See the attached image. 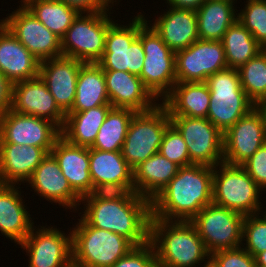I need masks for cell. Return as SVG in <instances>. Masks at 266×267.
<instances>
[{"mask_svg":"<svg viewBox=\"0 0 266 267\" xmlns=\"http://www.w3.org/2000/svg\"><path fill=\"white\" fill-rule=\"evenodd\" d=\"M136 113L130 108L112 107L90 148L102 151H121L129 123Z\"/></svg>","mask_w":266,"mask_h":267,"instance_id":"cell-35","label":"cell"},{"mask_svg":"<svg viewBox=\"0 0 266 267\" xmlns=\"http://www.w3.org/2000/svg\"><path fill=\"white\" fill-rule=\"evenodd\" d=\"M19 188V185L16 188L11 184H0V231L17 244L24 241L34 226Z\"/></svg>","mask_w":266,"mask_h":267,"instance_id":"cell-27","label":"cell"},{"mask_svg":"<svg viewBox=\"0 0 266 267\" xmlns=\"http://www.w3.org/2000/svg\"><path fill=\"white\" fill-rule=\"evenodd\" d=\"M71 229L72 262L81 267H111L134 245L114 232L88 225L82 218Z\"/></svg>","mask_w":266,"mask_h":267,"instance_id":"cell-4","label":"cell"},{"mask_svg":"<svg viewBox=\"0 0 266 267\" xmlns=\"http://www.w3.org/2000/svg\"><path fill=\"white\" fill-rule=\"evenodd\" d=\"M61 136V130L52 122L12 110L0 115V143L37 146L47 153Z\"/></svg>","mask_w":266,"mask_h":267,"instance_id":"cell-15","label":"cell"},{"mask_svg":"<svg viewBox=\"0 0 266 267\" xmlns=\"http://www.w3.org/2000/svg\"><path fill=\"white\" fill-rule=\"evenodd\" d=\"M262 191L241 165L223 162L213 167L212 203L218 206L244 216L259 213Z\"/></svg>","mask_w":266,"mask_h":267,"instance_id":"cell-6","label":"cell"},{"mask_svg":"<svg viewBox=\"0 0 266 267\" xmlns=\"http://www.w3.org/2000/svg\"><path fill=\"white\" fill-rule=\"evenodd\" d=\"M112 105H100L82 112H68L61 136L77 146L91 147Z\"/></svg>","mask_w":266,"mask_h":267,"instance_id":"cell-31","label":"cell"},{"mask_svg":"<svg viewBox=\"0 0 266 267\" xmlns=\"http://www.w3.org/2000/svg\"><path fill=\"white\" fill-rule=\"evenodd\" d=\"M166 11L151 26L173 52L183 50L199 39L196 10L170 7Z\"/></svg>","mask_w":266,"mask_h":267,"instance_id":"cell-26","label":"cell"},{"mask_svg":"<svg viewBox=\"0 0 266 267\" xmlns=\"http://www.w3.org/2000/svg\"><path fill=\"white\" fill-rule=\"evenodd\" d=\"M83 64L82 61L64 56L40 62L39 76L65 114L74 105L77 78Z\"/></svg>","mask_w":266,"mask_h":267,"instance_id":"cell-21","label":"cell"},{"mask_svg":"<svg viewBox=\"0 0 266 267\" xmlns=\"http://www.w3.org/2000/svg\"><path fill=\"white\" fill-rule=\"evenodd\" d=\"M40 62L0 21V72L14 84L37 77Z\"/></svg>","mask_w":266,"mask_h":267,"instance_id":"cell-23","label":"cell"},{"mask_svg":"<svg viewBox=\"0 0 266 267\" xmlns=\"http://www.w3.org/2000/svg\"><path fill=\"white\" fill-rule=\"evenodd\" d=\"M110 13L79 14L61 39L62 56L97 63L104 54L108 27L114 22Z\"/></svg>","mask_w":266,"mask_h":267,"instance_id":"cell-10","label":"cell"},{"mask_svg":"<svg viewBox=\"0 0 266 267\" xmlns=\"http://www.w3.org/2000/svg\"><path fill=\"white\" fill-rule=\"evenodd\" d=\"M147 21L139 30L138 38L145 53L140 74L144 86L158 100H163L176 83L175 52L161 39Z\"/></svg>","mask_w":266,"mask_h":267,"instance_id":"cell-9","label":"cell"},{"mask_svg":"<svg viewBox=\"0 0 266 267\" xmlns=\"http://www.w3.org/2000/svg\"><path fill=\"white\" fill-rule=\"evenodd\" d=\"M206 83L210 92L207 119L222 133L256 106L243 90L236 68L218 71Z\"/></svg>","mask_w":266,"mask_h":267,"instance_id":"cell-5","label":"cell"},{"mask_svg":"<svg viewBox=\"0 0 266 267\" xmlns=\"http://www.w3.org/2000/svg\"><path fill=\"white\" fill-rule=\"evenodd\" d=\"M149 242L155 250L157 267H196L210 259L190 221L151 218Z\"/></svg>","mask_w":266,"mask_h":267,"instance_id":"cell-3","label":"cell"},{"mask_svg":"<svg viewBox=\"0 0 266 267\" xmlns=\"http://www.w3.org/2000/svg\"><path fill=\"white\" fill-rule=\"evenodd\" d=\"M170 122L184 139L192 164L223 163V133L207 118L170 116Z\"/></svg>","mask_w":266,"mask_h":267,"instance_id":"cell-12","label":"cell"},{"mask_svg":"<svg viewBox=\"0 0 266 267\" xmlns=\"http://www.w3.org/2000/svg\"><path fill=\"white\" fill-rule=\"evenodd\" d=\"M51 153L58 161L62 174L81 198L93 193L88 147L73 145L60 136Z\"/></svg>","mask_w":266,"mask_h":267,"instance_id":"cell-24","label":"cell"},{"mask_svg":"<svg viewBox=\"0 0 266 267\" xmlns=\"http://www.w3.org/2000/svg\"><path fill=\"white\" fill-rule=\"evenodd\" d=\"M257 185L266 190V143L241 165Z\"/></svg>","mask_w":266,"mask_h":267,"instance_id":"cell-42","label":"cell"},{"mask_svg":"<svg viewBox=\"0 0 266 267\" xmlns=\"http://www.w3.org/2000/svg\"><path fill=\"white\" fill-rule=\"evenodd\" d=\"M23 5L60 39L80 14L59 0H26Z\"/></svg>","mask_w":266,"mask_h":267,"instance_id":"cell-33","label":"cell"},{"mask_svg":"<svg viewBox=\"0 0 266 267\" xmlns=\"http://www.w3.org/2000/svg\"><path fill=\"white\" fill-rule=\"evenodd\" d=\"M111 267H157L153 245L148 242L141 246H134Z\"/></svg>","mask_w":266,"mask_h":267,"instance_id":"cell-41","label":"cell"},{"mask_svg":"<svg viewBox=\"0 0 266 267\" xmlns=\"http://www.w3.org/2000/svg\"><path fill=\"white\" fill-rule=\"evenodd\" d=\"M89 171L93 192L134 191L133 169L121 151H102L89 147Z\"/></svg>","mask_w":266,"mask_h":267,"instance_id":"cell-19","label":"cell"},{"mask_svg":"<svg viewBox=\"0 0 266 267\" xmlns=\"http://www.w3.org/2000/svg\"><path fill=\"white\" fill-rule=\"evenodd\" d=\"M265 143V107L255 106L223 133V162L242 165Z\"/></svg>","mask_w":266,"mask_h":267,"instance_id":"cell-13","label":"cell"},{"mask_svg":"<svg viewBox=\"0 0 266 267\" xmlns=\"http://www.w3.org/2000/svg\"><path fill=\"white\" fill-rule=\"evenodd\" d=\"M213 167L192 164L178 173L151 201L152 217L168 221H191L212 203Z\"/></svg>","mask_w":266,"mask_h":267,"instance_id":"cell-2","label":"cell"},{"mask_svg":"<svg viewBox=\"0 0 266 267\" xmlns=\"http://www.w3.org/2000/svg\"><path fill=\"white\" fill-rule=\"evenodd\" d=\"M240 82L256 106L266 105V49L238 68Z\"/></svg>","mask_w":266,"mask_h":267,"instance_id":"cell-36","label":"cell"},{"mask_svg":"<svg viewBox=\"0 0 266 267\" xmlns=\"http://www.w3.org/2000/svg\"><path fill=\"white\" fill-rule=\"evenodd\" d=\"M111 105L103 69L97 63H84L78 74L74 105L69 112H82Z\"/></svg>","mask_w":266,"mask_h":267,"instance_id":"cell-32","label":"cell"},{"mask_svg":"<svg viewBox=\"0 0 266 267\" xmlns=\"http://www.w3.org/2000/svg\"><path fill=\"white\" fill-rule=\"evenodd\" d=\"M170 124L169 111L161 102L151 110L134 114L121 150L132 169L159 152L163 135Z\"/></svg>","mask_w":266,"mask_h":267,"instance_id":"cell-7","label":"cell"},{"mask_svg":"<svg viewBox=\"0 0 266 267\" xmlns=\"http://www.w3.org/2000/svg\"><path fill=\"white\" fill-rule=\"evenodd\" d=\"M260 213L247 215L243 220L242 240L246 243L242 247L253 257L266 251V218Z\"/></svg>","mask_w":266,"mask_h":267,"instance_id":"cell-38","label":"cell"},{"mask_svg":"<svg viewBox=\"0 0 266 267\" xmlns=\"http://www.w3.org/2000/svg\"><path fill=\"white\" fill-rule=\"evenodd\" d=\"M260 212L265 213V214H263V215H264V217L266 218V210H265V212H264L263 210H261Z\"/></svg>","mask_w":266,"mask_h":267,"instance_id":"cell-49","label":"cell"},{"mask_svg":"<svg viewBox=\"0 0 266 267\" xmlns=\"http://www.w3.org/2000/svg\"><path fill=\"white\" fill-rule=\"evenodd\" d=\"M170 116L207 118L210 92L206 82H176L161 102Z\"/></svg>","mask_w":266,"mask_h":267,"instance_id":"cell-28","label":"cell"},{"mask_svg":"<svg viewBox=\"0 0 266 267\" xmlns=\"http://www.w3.org/2000/svg\"><path fill=\"white\" fill-rule=\"evenodd\" d=\"M210 260L216 267H255V257L244 248L220 250L210 254Z\"/></svg>","mask_w":266,"mask_h":267,"instance_id":"cell-40","label":"cell"},{"mask_svg":"<svg viewBox=\"0 0 266 267\" xmlns=\"http://www.w3.org/2000/svg\"><path fill=\"white\" fill-rule=\"evenodd\" d=\"M81 218L90 226L114 232L134 246L149 242L151 200L134 191L93 192L81 199Z\"/></svg>","mask_w":266,"mask_h":267,"instance_id":"cell-1","label":"cell"},{"mask_svg":"<svg viewBox=\"0 0 266 267\" xmlns=\"http://www.w3.org/2000/svg\"><path fill=\"white\" fill-rule=\"evenodd\" d=\"M221 42L228 68L238 69L263 50L252 34L239 21L228 28Z\"/></svg>","mask_w":266,"mask_h":267,"instance_id":"cell-34","label":"cell"},{"mask_svg":"<svg viewBox=\"0 0 266 267\" xmlns=\"http://www.w3.org/2000/svg\"><path fill=\"white\" fill-rule=\"evenodd\" d=\"M47 154L37 146L0 143V184L26 183Z\"/></svg>","mask_w":266,"mask_h":267,"instance_id":"cell-25","label":"cell"},{"mask_svg":"<svg viewBox=\"0 0 266 267\" xmlns=\"http://www.w3.org/2000/svg\"><path fill=\"white\" fill-rule=\"evenodd\" d=\"M238 13V21L252 34L257 43L266 49V0H246Z\"/></svg>","mask_w":266,"mask_h":267,"instance_id":"cell-37","label":"cell"},{"mask_svg":"<svg viewBox=\"0 0 266 267\" xmlns=\"http://www.w3.org/2000/svg\"><path fill=\"white\" fill-rule=\"evenodd\" d=\"M226 68L221 41L198 39L175 53L176 82H206L209 76Z\"/></svg>","mask_w":266,"mask_h":267,"instance_id":"cell-14","label":"cell"},{"mask_svg":"<svg viewBox=\"0 0 266 267\" xmlns=\"http://www.w3.org/2000/svg\"><path fill=\"white\" fill-rule=\"evenodd\" d=\"M179 168L159 152L154 154L133 169L134 192L152 201L178 173Z\"/></svg>","mask_w":266,"mask_h":267,"instance_id":"cell-29","label":"cell"},{"mask_svg":"<svg viewBox=\"0 0 266 267\" xmlns=\"http://www.w3.org/2000/svg\"><path fill=\"white\" fill-rule=\"evenodd\" d=\"M0 20L39 61L62 56L61 39L21 4Z\"/></svg>","mask_w":266,"mask_h":267,"instance_id":"cell-16","label":"cell"},{"mask_svg":"<svg viewBox=\"0 0 266 267\" xmlns=\"http://www.w3.org/2000/svg\"><path fill=\"white\" fill-rule=\"evenodd\" d=\"M10 110L48 120L60 130L66 118L39 75L12 84Z\"/></svg>","mask_w":266,"mask_h":267,"instance_id":"cell-18","label":"cell"},{"mask_svg":"<svg viewBox=\"0 0 266 267\" xmlns=\"http://www.w3.org/2000/svg\"><path fill=\"white\" fill-rule=\"evenodd\" d=\"M42 198L57 203L65 209H75L81 204V197L72 189L52 153H48L26 181Z\"/></svg>","mask_w":266,"mask_h":267,"instance_id":"cell-20","label":"cell"},{"mask_svg":"<svg viewBox=\"0 0 266 267\" xmlns=\"http://www.w3.org/2000/svg\"><path fill=\"white\" fill-rule=\"evenodd\" d=\"M103 71L109 101L113 107L146 112L157 105L156 98L144 86L139 76L118 70Z\"/></svg>","mask_w":266,"mask_h":267,"instance_id":"cell-22","label":"cell"},{"mask_svg":"<svg viewBox=\"0 0 266 267\" xmlns=\"http://www.w3.org/2000/svg\"><path fill=\"white\" fill-rule=\"evenodd\" d=\"M256 265L266 267V251H263L255 256Z\"/></svg>","mask_w":266,"mask_h":267,"instance_id":"cell-46","label":"cell"},{"mask_svg":"<svg viewBox=\"0 0 266 267\" xmlns=\"http://www.w3.org/2000/svg\"><path fill=\"white\" fill-rule=\"evenodd\" d=\"M144 15L138 13L128 26L113 22L108 27L104 54L97 62L103 70L125 71L140 76L145 53L138 34L147 22Z\"/></svg>","mask_w":266,"mask_h":267,"instance_id":"cell-8","label":"cell"},{"mask_svg":"<svg viewBox=\"0 0 266 267\" xmlns=\"http://www.w3.org/2000/svg\"><path fill=\"white\" fill-rule=\"evenodd\" d=\"M234 4L226 0H206L196 10L199 39L221 41L228 28L238 21Z\"/></svg>","mask_w":266,"mask_h":267,"instance_id":"cell-30","label":"cell"},{"mask_svg":"<svg viewBox=\"0 0 266 267\" xmlns=\"http://www.w3.org/2000/svg\"><path fill=\"white\" fill-rule=\"evenodd\" d=\"M34 227L19 244L29 256L28 267H68L72 263L71 228L67 235L54 226Z\"/></svg>","mask_w":266,"mask_h":267,"instance_id":"cell-17","label":"cell"},{"mask_svg":"<svg viewBox=\"0 0 266 267\" xmlns=\"http://www.w3.org/2000/svg\"><path fill=\"white\" fill-rule=\"evenodd\" d=\"M244 215L211 203L190 221L206 250L212 254L220 250L242 247Z\"/></svg>","mask_w":266,"mask_h":267,"instance_id":"cell-11","label":"cell"},{"mask_svg":"<svg viewBox=\"0 0 266 267\" xmlns=\"http://www.w3.org/2000/svg\"><path fill=\"white\" fill-rule=\"evenodd\" d=\"M68 267H81V266H78V265H76V264H74V263L72 262Z\"/></svg>","mask_w":266,"mask_h":267,"instance_id":"cell-48","label":"cell"},{"mask_svg":"<svg viewBox=\"0 0 266 267\" xmlns=\"http://www.w3.org/2000/svg\"><path fill=\"white\" fill-rule=\"evenodd\" d=\"M169 7L197 10L206 0H166Z\"/></svg>","mask_w":266,"mask_h":267,"instance_id":"cell-45","label":"cell"},{"mask_svg":"<svg viewBox=\"0 0 266 267\" xmlns=\"http://www.w3.org/2000/svg\"><path fill=\"white\" fill-rule=\"evenodd\" d=\"M12 83L0 72V115L11 108Z\"/></svg>","mask_w":266,"mask_h":267,"instance_id":"cell-44","label":"cell"},{"mask_svg":"<svg viewBox=\"0 0 266 267\" xmlns=\"http://www.w3.org/2000/svg\"><path fill=\"white\" fill-rule=\"evenodd\" d=\"M159 153L180 167L192 165L187 145L172 124L167 127L163 135Z\"/></svg>","mask_w":266,"mask_h":267,"instance_id":"cell-39","label":"cell"},{"mask_svg":"<svg viewBox=\"0 0 266 267\" xmlns=\"http://www.w3.org/2000/svg\"><path fill=\"white\" fill-rule=\"evenodd\" d=\"M64 2L73 9H76L80 14L100 13L112 9L114 2L117 0H59ZM110 4V5H109ZM112 4V6H111ZM111 6V7H110Z\"/></svg>","mask_w":266,"mask_h":267,"instance_id":"cell-43","label":"cell"},{"mask_svg":"<svg viewBox=\"0 0 266 267\" xmlns=\"http://www.w3.org/2000/svg\"><path fill=\"white\" fill-rule=\"evenodd\" d=\"M201 267H216L214 263L209 259L207 262H204V265Z\"/></svg>","mask_w":266,"mask_h":267,"instance_id":"cell-47","label":"cell"}]
</instances>
